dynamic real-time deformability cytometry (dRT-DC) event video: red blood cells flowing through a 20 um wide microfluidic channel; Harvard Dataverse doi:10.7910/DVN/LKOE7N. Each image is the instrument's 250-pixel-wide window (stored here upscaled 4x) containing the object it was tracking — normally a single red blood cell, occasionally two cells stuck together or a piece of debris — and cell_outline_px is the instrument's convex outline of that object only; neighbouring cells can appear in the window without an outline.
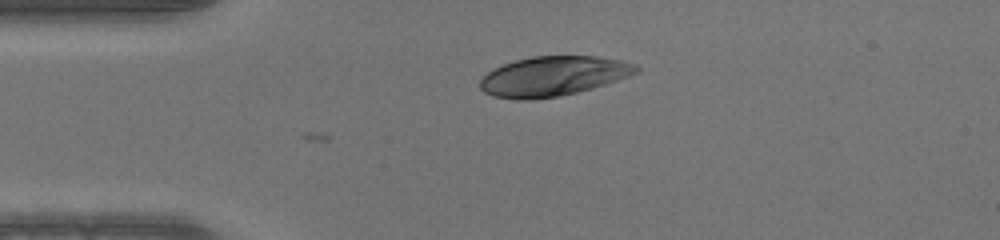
{"species": "human", "species_latin": "Homo sapiens", "temperature_condition": "warm", "stored_images_in_passage": 39, "camera_frame_rate_fps": 3000, "um_per_image_px": 0.085, "donor": {"sex": "male"}, "frame": {"image": 1, "passage_image": 1, "time_ms": 0.0, "image_size_px": [1000, 240], "cell_outline_px": [[640, 72], [592, 88], [560, 96], [532, 100], [516, 100], [492, 96], [484, 92], [480, 88], [480, 80], [488, 72], [504, 64], [516, 60], [532, 56], [596, 56], [620, 60], [636, 64], [640, 68]], "centroid_in_image_um": [47.02, 6.48], "position_along_channel_um": 38.0, "area_um2": 36.07}}
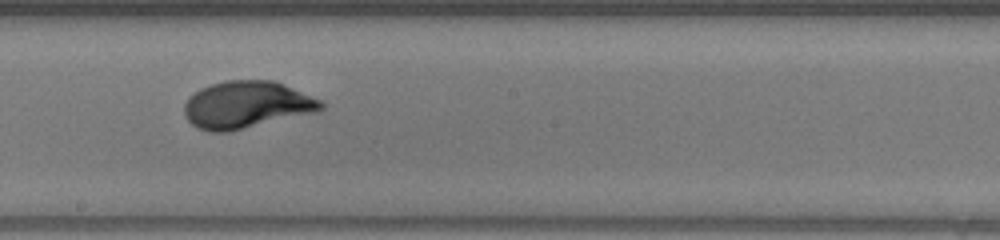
{"frame": {"image": 2, "passage_image": 17, "time_ms": 5.333, "image_size_px": [1000, 240], "cell_outline_px": [[324, 108], [316, 112], [228, 132], [208, 132], [196, 128], [188, 120], [184, 112], [184, 104], [188, 96], [200, 88], [212, 84], [228, 80], [276, 80], [324, 100]], "centroid_in_image_um": [20.98, 8.9], "position_along_channel_um": 227.2, "area_um2": 38.03}}
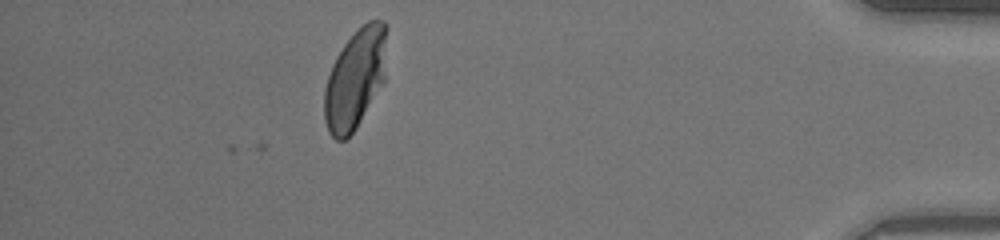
{"frame": {"image": 3, "passage_image": 34, "time_ms": 11.0, "image_size_px": [1000, 240], "cell_outline_px": [[388, 28], [384, 80], [356, 128], [344, 140], [336, 140], [328, 132], [324, 120], [324, 88], [332, 64], [336, 56], [344, 44], [368, 20], [384, 20], [388, 24]], "centroid_in_image_um": [30.2, 6.68], "position_along_channel_um": 405.0, "area_um2": 36.3}}